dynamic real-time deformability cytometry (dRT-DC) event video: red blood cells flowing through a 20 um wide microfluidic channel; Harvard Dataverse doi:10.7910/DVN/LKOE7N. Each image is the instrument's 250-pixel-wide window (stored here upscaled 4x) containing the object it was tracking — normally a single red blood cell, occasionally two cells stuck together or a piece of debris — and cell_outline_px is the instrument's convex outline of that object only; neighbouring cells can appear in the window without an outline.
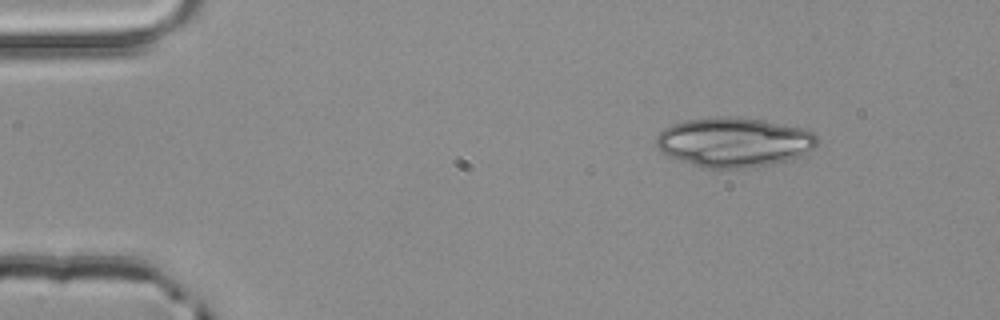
{"species": "common noctule bat (a hibernating species)", "species_latin": "Nyctalus noctula", "temperature_condition": "room temperature", "stored_images_in_passage": 3, "camera_frame_rate_fps": 3000, "um_per_image_px": 0.085, "animal": {"sex": "male", "body_mass_g": 20.4}, "frame": {"image": 1, "passage_image": 1, "time_ms": 0.0, "image_size_px": [1000, 320], "cell_outline_px": [[820, 140], [808, 152], [800, 156], [768, 164], [748, 168], [700, 168], [668, 156], [660, 152], [656, 148], [656, 136], [664, 128], [672, 124], [684, 120], [716, 116], [728, 116], [764, 120], [804, 128], [812, 132]], "centroid_in_image_um": [62.34, 12.08], "position_along_channel_um": 22.7, "area_um2": 46.76}}